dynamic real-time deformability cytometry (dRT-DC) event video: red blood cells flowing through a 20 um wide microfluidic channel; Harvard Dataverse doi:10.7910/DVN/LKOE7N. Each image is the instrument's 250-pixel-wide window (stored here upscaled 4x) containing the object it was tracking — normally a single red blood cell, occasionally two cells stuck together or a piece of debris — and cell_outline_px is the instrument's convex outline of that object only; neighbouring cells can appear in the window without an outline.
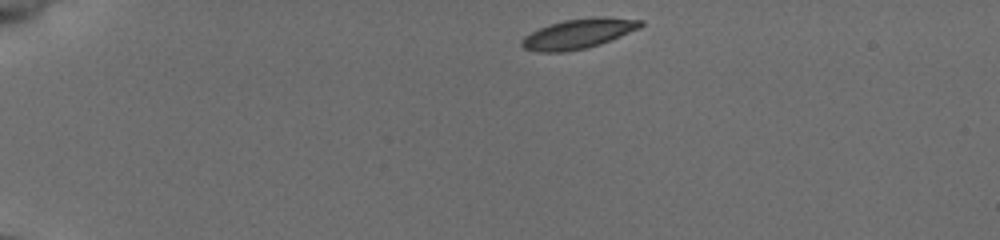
{"species": "common noctule bat (a hibernating species)", "species_latin": "Nyctalus noctula", "temperature_condition": "cold", "stored_images_in_passage": 43, "camera_frame_rate_fps": 3000, "um_per_image_px": 0.085, "animal": {"sex": "female", "body_mass_g": 19.5, "forearm_length_mm": 54.1}, "frame": {"image": 1, "passage_image": 1, "time_ms": 0.0, "image_size_px": [1000, 240], "cell_outline_px": [[644, 24], [640, 28], [600, 44], [584, 48], [564, 52], [536, 52], [524, 48], [520, 44], [520, 40], [524, 36], [548, 24], [564, 20], [592, 16], [604, 16], [644, 20]], "centroid_in_image_um": [49.17, 2.85], "position_along_channel_um": 35.8, "area_um2": 20.81}}
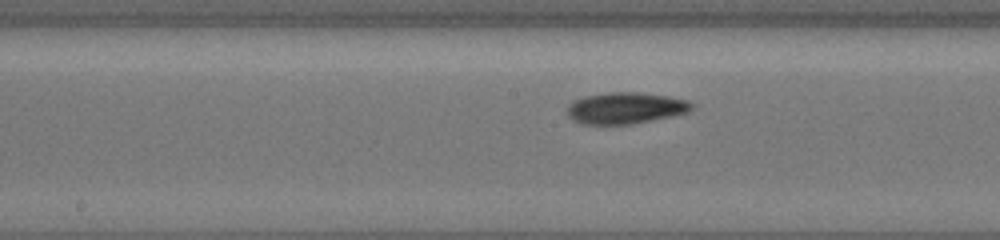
{"frame": {"image": 2, "passage_image": 19, "time_ms": 6.0, "image_size_px": [1000, 240], "cell_outline_px": [[696, 108], [688, 112], [672, 116], [628, 124], [584, 124], [572, 120], [568, 116], [568, 108], [576, 100], [584, 96], [608, 92], [640, 92], [668, 96], [688, 100], [696, 104]], "centroid_in_image_um": [53.24, 9.17], "position_along_channel_um": 195.0, "area_um2": 22.77}}
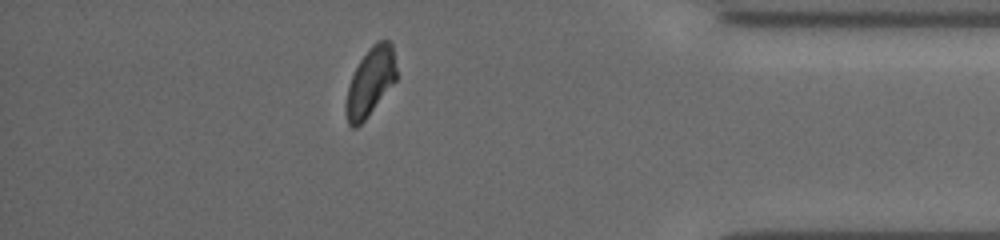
{"frame": {"image": 3, "passage_image": 37, "time_ms": 12.0, "image_size_px": [1000, 240], "cell_outline_px": [[396, 80], [364, 120], [356, 128], [352, 128], [348, 124], [344, 112], [344, 104], [348, 88], [352, 76], [360, 60], [368, 48], [376, 40], [388, 40], [392, 44], [396, 68]], "centroid_in_image_um": [31.45, 6.96], "position_along_channel_um": 403.7, "area_um2": 20.0}, "authors_computed_cell_mechanics": {"area_um2": 21.7328, "velocity_mm_per_s": 3.9048, "shape_relaxation_time_tau1_ms": 2.6857, "shape_relaxation_time_tau2_ms": 6.2199, "deformation_change_tau1": 0.1325, "deformation_change_tau2": 0.1132}}